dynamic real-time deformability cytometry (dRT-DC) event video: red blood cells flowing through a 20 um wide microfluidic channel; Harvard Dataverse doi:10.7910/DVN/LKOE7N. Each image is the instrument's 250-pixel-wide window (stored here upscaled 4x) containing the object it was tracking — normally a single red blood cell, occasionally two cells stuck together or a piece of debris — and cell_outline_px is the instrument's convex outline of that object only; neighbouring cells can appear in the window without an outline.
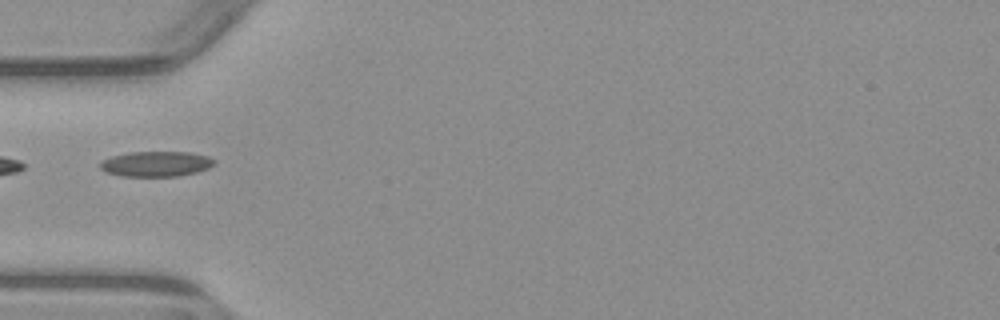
{"species": "common noctule bat (a hibernating species)", "species_latin": "Nyctalus noctula", "temperature_condition": "warm", "stored_images_in_passage": 5, "camera_frame_rate_fps": 3000, "um_per_image_px": 0.085, "animal": {"sex": "male", "body_mass_g": 23.1, "forearm_length_mm": 52.7}, "frame": {"image": 1, "passage_image": 5, "time_ms": 4.667, "image_size_px": [1000, 320], "cell_outline_px": [[216, 164], [208, 168], [196, 172], [176, 176], [120, 176], [108, 172], [100, 168], [100, 164], [104, 160], [112, 156], [128, 152], [188, 152], [208, 156], [216, 160]], "centroid_in_image_um": [13.3, 13.93], "position_along_channel_um": 71.7, "area_um2": 16.7}}